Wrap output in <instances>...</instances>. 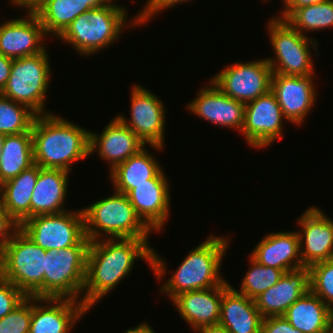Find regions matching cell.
Instances as JSON below:
<instances>
[{"label":"cell","mask_w":333,"mask_h":333,"mask_svg":"<svg viewBox=\"0 0 333 333\" xmlns=\"http://www.w3.org/2000/svg\"><path fill=\"white\" fill-rule=\"evenodd\" d=\"M101 237L90 241L87 253L83 289L86 292L81 302L88 310L130 273L137 258L144 259L149 264L158 280L165 275L166 264L154 248L150 247L148 239Z\"/></svg>","instance_id":"1"},{"label":"cell","mask_w":333,"mask_h":333,"mask_svg":"<svg viewBox=\"0 0 333 333\" xmlns=\"http://www.w3.org/2000/svg\"><path fill=\"white\" fill-rule=\"evenodd\" d=\"M34 164L70 172L90 155V131L54 114L37 115L32 125Z\"/></svg>","instance_id":"2"},{"label":"cell","mask_w":333,"mask_h":333,"mask_svg":"<svg viewBox=\"0 0 333 333\" xmlns=\"http://www.w3.org/2000/svg\"><path fill=\"white\" fill-rule=\"evenodd\" d=\"M229 240L225 237L209 236L184 258L172 277L162 285L160 292L173 299L180 293L209 289L225 282L220 276L221 263Z\"/></svg>","instance_id":"3"},{"label":"cell","mask_w":333,"mask_h":333,"mask_svg":"<svg viewBox=\"0 0 333 333\" xmlns=\"http://www.w3.org/2000/svg\"><path fill=\"white\" fill-rule=\"evenodd\" d=\"M112 2L110 0L102 7L80 14L58 39L71 44L78 53L90 56L114 43L123 28L139 25L136 16L126 25L128 17L125 7Z\"/></svg>","instance_id":"4"},{"label":"cell","mask_w":333,"mask_h":333,"mask_svg":"<svg viewBox=\"0 0 333 333\" xmlns=\"http://www.w3.org/2000/svg\"><path fill=\"white\" fill-rule=\"evenodd\" d=\"M85 236L90 241L105 238L148 239L152 230L137 215L126 194L114 192L112 196L83 208Z\"/></svg>","instance_id":"5"},{"label":"cell","mask_w":333,"mask_h":333,"mask_svg":"<svg viewBox=\"0 0 333 333\" xmlns=\"http://www.w3.org/2000/svg\"><path fill=\"white\" fill-rule=\"evenodd\" d=\"M45 252L19 228L0 249V274L27 297L44 298Z\"/></svg>","instance_id":"6"},{"label":"cell","mask_w":333,"mask_h":333,"mask_svg":"<svg viewBox=\"0 0 333 333\" xmlns=\"http://www.w3.org/2000/svg\"><path fill=\"white\" fill-rule=\"evenodd\" d=\"M90 240L85 236L77 245L57 251L46 250L44 298H70L77 301L86 279Z\"/></svg>","instance_id":"7"},{"label":"cell","mask_w":333,"mask_h":333,"mask_svg":"<svg viewBox=\"0 0 333 333\" xmlns=\"http://www.w3.org/2000/svg\"><path fill=\"white\" fill-rule=\"evenodd\" d=\"M46 51L13 59L9 79L0 92L6 98L29 107L37 115L50 114L44 107L51 77Z\"/></svg>","instance_id":"8"},{"label":"cell","mask_w":333,"mask_h":333,"mask_svg":"<svg viewBox=\"0 0 333 333\" xmlns=\"http://www.w3.org/2000/svg\"><path fill=\"white\" fill-rule=\"evenodd\" d=\"M268 33L276 60L267 58L272 73L293 76L314 74L310 47L316 50L317 40L309 39L294 29L286 20L273 18L268 22ZM311 45V46H310Z\"/></svg>","instance_id":"9"},{"label":"cell","mask_w":333,"mask_h":333,"mask_svg":"<svg viewBox=\"0 0 333 333\" xmlns=\"http://www.w3.org/2000/svg\"><path fill=\"white\" fill-rule=\"evenodd\" d=\"M20 229L38 246L57 251L77 245L85 237L83 210L30 217Z\"/></svg>","instance_id":"10"},{"label":"cell","mask_w":333,"mask_h":333,"mask_svg":"<svg viewBox=\"0 0 333 333\" xmlns=\"http://www.w3.org/2000/svg\"><path fill=\"white\" fill-rule=\"evenodd\" d=\"M272 70L266 59L235 62L214 75L211 81L227 96L248 103L271 89Z\"/></svg>","instance_id":"11"},{"label":"cell","mask_w":333,"mask_h":333,"mask_svg":"<svg viewBox=\"0 0 333 333\" xmlns=\"http://www.w3.org/2000/svg\"><path fill=\"white\" fill-rule=\"evenodd\" d=\"M130 120L121 114L116 116L129 127L143 142L154 149L164 146L166 109L163 102L150 90L140 85L132 87Z\"/></svg>","instance_id":"12"},{"label":"cell","mask_w":333,"mask_h":333,"mask_svg":"<svg viewBox=\"0 0 333 333\" xmlns=\"http://www.w3.org/2000/svg\"><path fill=\"white\" fill-rule=\"evenodd\" d=\"M283 113L275 94H266L245 104L244 125L241 130L251 147L262 149L282 139Z\"/></svg>","instance_id":"13"},{"label":"cell","mask_w":333,"mask_h":333,"mask_svg":"<svg viewBox=\"0 0 333 333\" xmlns=\"http://www.w3.org/2000/svg\"><path fill=\"white\" fill-rule=\"evenodd\" d=\"M313 75L293 76L272 73L271 91L275 94L285 120L300 125L316 101Z\"/></svg>","instance_id":"14"},{"label":"cell","mask_w":333,"mask_h":333,"mask_svg":"<svg viewBox=\"0 0 333 333\" xmlns=\"http://www.w3.org/2000/svg\"><path fill=\"white\" fill-rule=\"evenodd\" d=\"M301 216L298 219L301 227L298 235L303 265L309 267L314 263L333 259L332 218L327 217L323 211L313 206Z\"/></svg>","instance_id":"15"},{"label":"cell","mask_w":333,"mask_h":333,"mask_svg":"<svg viewBox=\"0 0 333 333\" xmlns=\"http://www.w3.org/2000/svg\"><path fill=\"white\" fill-rule=\"evenodd\" d=\"M162 170L155 178L148 179V183L135 185L127 197L137 215L152 230L160 231L170 216V190Z\"/></svg>","instance_id":"16"},{"label":"cell","mask_w":333,"mask_h":333,"mask_svg":"<svg viewBox=\"0 0 333 333\" xmlns=\"http://www.w3.org/2000/svg\"><path fill=\"white\" fill-rule=\"evenodd\" d=\"M203 87L187 108L189 112L214 125L234 128L241 132L244 125L245 103L224 94L212 81Z\"/></svg>","instance_id":"17"},{"label":"cell","mask_w":333,"mask_h":333,"mask_svg":"<svg viewBox=\"0 0 333 333\" xmlns=\"http://www.w3.org/2000/svg\"><path fill=\"white\" fill-rule=\"evenodd\" d=\"M38 302L47 304L40 306ZM87 311L81 301L74 299L32 297L29 333H69Z\"/></svg>","instance_id":"18"},{"label":"cell","mask_w":333,"mask_h":333,"mask_svg":"<svg viewBox=\"0 0 333 333\" xmlns=\"http://www.w3.org/2000/svg\"><path fill=\"white\" fill-rule=\"evenodd\" d=\"M46 35L36 13L9 20L0 24V53L12 59L36 55L46 49L41 43Z\"/></svg>","instance_id":"19"},{"label":"cell","mask_w":333,"mask_h":333,"mask_svg":"<svg viewBox=\"0 0 333 333\" xmlns=\"http://www.w3.org/2000/svg\"><path fill=\"white\" fill-rule=\"evenodd\" d=\"M146 144L117 117L112 119L102 131L95 134L90 131V155L98 151L99 157L107 160L112 171L118 164L138 153Z\"/></svg>","instance_id":"20"},{"label":"cell","mask_w":333,"mask_h":333,"mask_svg":"<svg viewBox=\"0 0 333 333\" xmlns=\"http://www.w3.org/2000/svg\"><path fill=\"white\" fill-rule=\"evenodd\" d=\"M230 286L225 281L214 288L183 292L175 296L172 302L181 318L195 331L219 323L222 296Z\"/></svg>","instance_id":"21"},{"label":"cell","mask_w":333,"mask_h":333,"mask_svg":"<svg viewBox=\"0 0 333 333\" xmlns=\"http://www.w3.org/2000/svg\"><path fill=\"white\" fill-rule=\"evenodd\" d=\"M309 290V268L302 267L285 272L278 283L255 299V303L263 318L283 316L289 306Z\"/></svg>","instance_id":"22"},{"label":"cell","mask_w":333,"mask_h":333,"mask_svg":"<svg viewBox=\"0 0 333 333\" xmlns=\"http://www.w3.org/2000/svg\"><path fill=\"white\" fill-rule=\"evenodd\" d=\"M251 252L259 264L282 270L284 273L305 267L301 261L298 232H275L266 235Z\"/></svg>","instance_id":"23"},{"label":"cell","mask_w":333,"mask_h":333,"mask_svg":"<svg viewBox=\"0 0 333 333\" xmlns=\"http://www.w3.org/2000/svg\"><path fill=\"white\" fill-rule=\"evenodd\" d=\"M263 316L255 300L230 286L222 296L219 324L230 333H261Z\"/></svg>","instance_id":"24"},{"label":"cell","mask_w":333,"mask_h":333,"mask_svg":"<svg viewBox=\"0 0 333 333\" xmlns=\"http://www.w3.org/2000/svg\"><path fill=\"white\" fill-rule=\"evenodd\" d=\"M69 173L61 169L39 166L38 179L31 198V217L67 211L63 203L68 191Z\"/></svg>","instance_id":"25"},{"label":"cell","mask_w":333,"mask_h":333,"mask_svg":"<svg viewBox=\"0 0 333 333\" xmlns=\"http://www.w3.org/2000/svg\"><path fill=\"white\" fill-rule=\"evenodd\" d=\"M283 317L302 333H329L333 311L309 290L289 306Z\"/></svg>","instance_id":"26"},{"label":"cell","mask_w":333,"mask_h":333,"mask_svg":"<svg viewBox=\"0 0 333 333\" xmlns=\"http://www.w3.org/2000/svg\"><path fill=\"white\" fill-rule=\"evenodd\" d=\"M38 174L39 165L34 164L0 185V202L19 225L31 217V198Z\"/></svg>","instance_id":"27"},{"label":"cell","mask_w":333,"mask_h":333,"mask_svg":"<svg viewBox=\"0 0 333 333\" xmlns=\"http://www.w3.org/2000/svg\"><path fill=\"white\" fill-rule=\"evenodd\" d=\"M161 171L154 155L151 156L146 148H142L110 171L109 177L112 178L115 191L127 195L135 185L148 183V179L155 178Z\"/></svg>","instance_id":"28"},{"label":"cell","mask_w":333,"mask_h":333,"mask_svg":"<svg viewBox=\"0 0 333 333\" xmlns=\"http://www.w3.org/2000/svg\"><path fill=\"white\" fill-rule=\"evenodd\" d=\"M33 165L32 132L6 135L0 158V185Z\"/></svg>","instance_id":"29"},{"label":"cell","mask_w":333,"mask_h":333,"mask_svg":"<svg viewBox=\"0 0 333 333\" xmlns=\"http://www.w3.org/2000/svg\"><path fill=\"white\" fill-rule=\"evenodd\" d=\"M91 8L83 0H47L37 12L47 35L59 37L66 28Z\"/></svg>","instance_id":"30"},{"label":"cell","mask_w":333,"mask_h":333,"mask_svg":"<svg viewBox=\"0 0 333 333\" xmlns=\"http://www.w3.org/2000/svg\"><path fill=\"white\" fill-rule=\"evenodd\" d=\"M285 20L302 35H305L307 31L331 28L333 27V0L297 8Z\"/></svg>","instance_id":"31"},{"label":"cell","mask_w":333,"mask_h":333,"mask_svg":"<svg viewBox=\"0 0 333 333\" xmlns=\"http://www.w3.org/2000/svg\"><path fill=\"white\" fill-rule=\"evenodd\" d=\"M36 116L29 107L0 94V134L31 132Z\"/></svg>","instance_id":"32"},{"label":"cell","mask_w":333,"mask_h":333,"mask_svg":"<svg viewBox=\"0 0 333 333\" xmlns=\"http://www.w3.org/2000/svg\"><path fill=\"white\" fill-rule=\"evenodd\" d=\"M249 258L251 266L242 280L240 290L236 289L235 291L255 300L264 291L278 283L284 272L280 269L261 265L251 256Z\"/></svg>","instance_id":"33"},{"label":"cell","mask_w":333,"mask_h":333,"mask_svg":"<svg viewBox=\"0 0 333 333\" xmlns=\"http://www.w3.org/2000/svg\"><path fill=\"white\" fill-rule=\"evenodd\" d=\"M308 268L310 291L333 311V259L314 263Z\"/></svg>","instance_id":"34"},{"label":"cell","mask_w":333,"mask_h":333,"mask_svg":"<svg viewBox=\"0 0 333 333\" xmlns=\"http://www.w3.org/2000/svg\"><path fill=\"white\" fill-rule=\"evenodd\" d=\"M32 297H27L12 312L0 319V333H29Z\"/></svg>","instance_id":"35"},{"label":"cell","mask_w":333,"mask_h":333,"mask_svg":"<svg viewBox=\"0 0 333 333\" xmlns=\"http://www.w3.org/2000/svg\"><path fill=\"white\" fill-rule=\"evenodd\" d=\"M27 296L0 274V319L12 312Z\"/></svg>","instance_id":"36"},{"label":"cell","mask_w":333,"mask_h":333,"mask_svg":"<svg viewBox=\"0 0 333 333\" xmlns=\"http://www.w3.org/2000/svg\"><path fill=\"white\" fill-rule=\"evenodd\" d=\"M187 1L190 0H148L142 11L136 15L138 24L140 26V24L147 23V21H150L151 17H154L157 13L161 12V10L171 8L172 6L174 7V5Z\"/></svg>","instance_id":"37"},{"label":"cell","mask_w":333,"mask_h":333,"mask_svg":"<svg viewBox=\"0 0 333 333\" xmlns=\"http://www.w3.org/2000/svg\"><path fill=\"white\" fill-rule=\"evenodd\" d=\"M261 333H302L294 328L283 316L263 318Z\"/></svg>","instance_id":"38"},{"label":"cell","mask_w":333,"mask_h":333,"mask_svg":"<svg viewBox=\"0 0 333 333\" xmlns=\"http://www.w3.org/2000/svg\"><path fill=\"white\" fill-rule=\"evenodd\" d=\"M19 228L20 225L0 202V249L13 237Z\"/></svg>","instance_id":"39"},{"label":"cell","mask_w":333,"mask_h":333,"mask_svg":"<svg viewBox=\"0 0 333 333\" xmlns=\"http://www.w3.org/2000/svg\"><path fill=\"white\" fill-rule=\"evenodd\" d=\"M326 0H283L284 9L278 18L285 20L295 9Z\"/></svg>","instance_id":"40"},{"label":"cell","mask_w":333,"mask_h":333,"mask_svg":"<svg viewBox=\"0 0 333 333\" xmlns=\"http://www.w3.org/2000/svg\"><path fill=\"white\" fill-rule=\"evenodd\" d=\"M12 64V58L6 57L0 53V92L3 90L9 79Z\"/></svg>","instance_id":"41"},{"label":"cell","mask_w":333,"mask_h":333,"mask_svg":"<svg viewBox=\"0 0 333 333\" xmlns=\"http://www.w3.org/2000/svg\"><path fill=\"white\" fill-rule=\"evenodd\" d=\"M47 0H11L14 6H20L27 10L28 13H35Z\"/></svg>","instance_id":"42"},{"label":"cell","mask_w":333,"mask_h":333,"mask_svg":"<svg viewBox=\"0 0 333 333\" xmlns=\"http://www.w3.org/2000/svg\"><path fill=\"white\" fill-rule=\"evenodd\" d=\"M196 331L198 333H230L223 325L219 323L198 328Z\"/></svg>","instance_id":"43"},{"label":"cell","mask_w":333,"mask_h":333,"mask_svg":"<svg viewBox=\"0 0 333 333\" xmlns=\"http://www.w3.org/2000/svg\"><path fill=\"white\" fill-rule=\"evenodd\" d=\"M123 333H156L152 329L151 326H149L147 323L143 322L139 325H137L134 328H130L129 330L123 332Z\"/></svg>","instance_id":"44"},{"label":"cell","mask_w":333,"mask_h":333,"mask_svg":"<svg viewBox=\"0 0 333 333\" xmlns=\"http://www.w3.org/2000/svg\"><path fill=\"white\" fill-rule=\"evenodd\" d=\"M91 9L106 5L110 0H83Z\"/></svg>","instance_id":"45"},{"label":"cell","mask_w":333,"mask_h":333,"mask_svg":"<svg viewBox=\"0 0 333 333\" xmlns=\"http://www.w3.org/2000/svg\"><path fill=\"white\" fill-rule=\"evenodd\" d=\"M5 136L4 134H0V158H1V154H2V147H3V142H4V139H5Z\"/></svg>","instance_id":"46"},{"label":"cell","mask_w":333,"mask_h":333,"mask_svg":"<svg viewBox=\"0 0 333 333\" xmlns=\"http://www.w3.org/2000/svg\"><path fill=\"white\" fill-rule=\"evenodd\" d=\"M329 333H333V322H332V324H331V327H330V331H329Z\"/></svg>","instance_id":"47"}]
</instances>
